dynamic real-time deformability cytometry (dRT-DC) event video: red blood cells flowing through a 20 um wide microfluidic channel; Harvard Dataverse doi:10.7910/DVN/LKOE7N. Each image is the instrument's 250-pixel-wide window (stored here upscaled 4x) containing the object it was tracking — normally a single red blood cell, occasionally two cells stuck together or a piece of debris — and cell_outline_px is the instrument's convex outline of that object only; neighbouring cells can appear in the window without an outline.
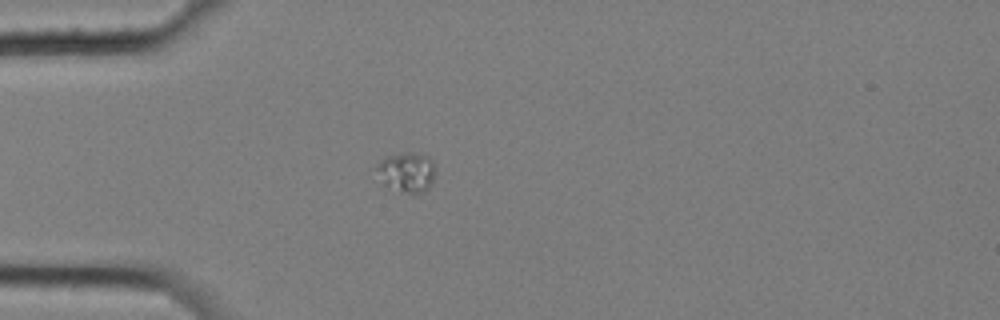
{"species": "common noctule bat (a hibernating species)", "species_latin": "Nyctalus noctula", "temperature_condition": "cold", "stored_images_in_passage": 8, "camera_frame_rate_fps": 3000, "um_per_image_px": 0.085, "animal": {"sex": "female", "body_mass_g": 25.1}, "frame": {"image": 1, "passage_image": 4, "time_ms": 1.0, "image_size_px": [1000, 320], "cell_outline_px": [[432, 184], [424, 192], [400, 192], [372, 168], [384, 156], [408, 152], [428, 156], [432, 160]], "centroid_in_image_um": [34.55, 14.58], "position_along_channel_um": 50.4, "area_um2": 13.01}}